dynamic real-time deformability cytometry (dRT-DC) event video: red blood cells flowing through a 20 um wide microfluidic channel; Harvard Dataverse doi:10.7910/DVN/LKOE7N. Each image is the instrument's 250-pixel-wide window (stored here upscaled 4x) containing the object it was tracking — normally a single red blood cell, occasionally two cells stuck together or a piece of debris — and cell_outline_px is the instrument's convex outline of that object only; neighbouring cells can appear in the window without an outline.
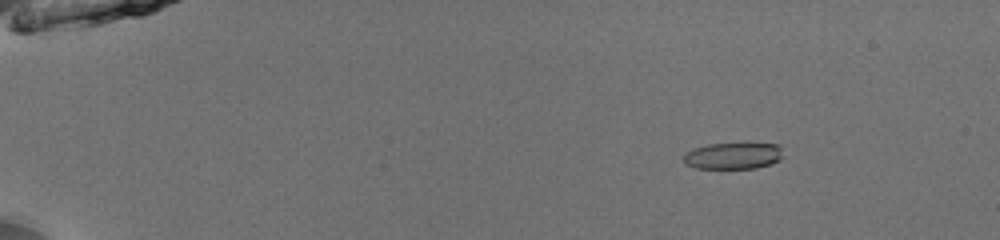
{"species": "common noctule bat (a hibernating species)", "species_latin": "Nyctalus noctula", "temperature_condition": "room temperature", "stored_images_in_passage": 54, "camera_frame_rate_fps": 3000, "um_per_image_px": 0.085, "animal": {"sex": "male", "body_mass_g": 13.0, "forearm_length_mm": 53.1}, "frame": {"image": 1, "passage_image": 9, "time_ms": 2.667, "image_size_px": [1000, 240], "cell_outline_px": [[784, 156], [780, 160], [772, 164], [756, 168], [696, 168], [684, 164], [684, 156], [688, 152], [696, 148], [708, 144], [744, 140], [780, 144]], "centroid_in_image_um": [62.43, 13.18], "position_along_channel_um": 22.6, "area_um2": 16.36}}
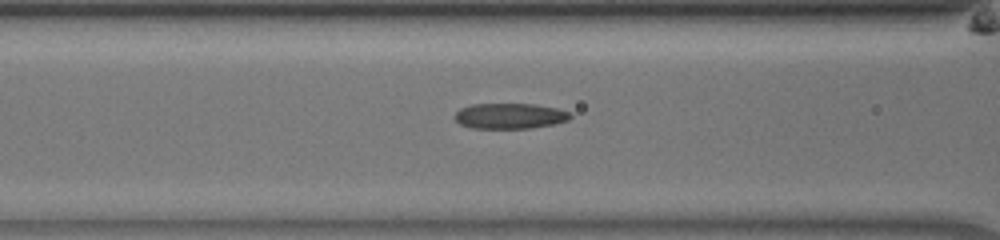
{"frame": {"image": 2, "passage_image": 25, "time_ms": 8.0, "image_size_px": [1000, 240], "cell_outline_px": [[572, 116], [568, 120], [556, 124], [532, 128], [472, 128], [460, 124], [452, 116], [460, 108], [472, 104], [536, 104], [556, 108], [572, 112]], "centroid_in_image_um": [43.35, 9.85], "position_along_channel_um": 123.2, "area_um2": 17.4}}
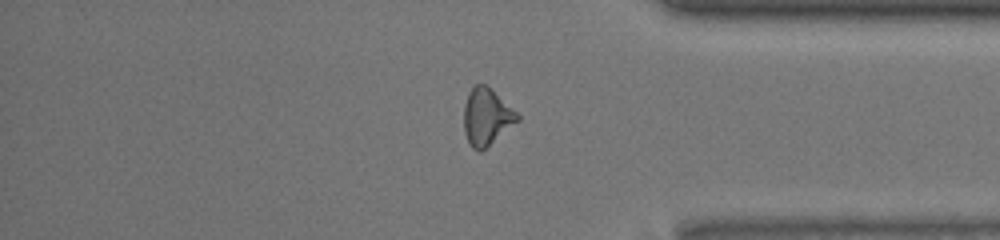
{"frame": {"image": 3, "passage_image": 46, "time_ms": 15.0, "image_size_px": [1000, 240], "cell_outline_px": [[520, 120], [480, 152], [472, 148], [468, 144], [464, 132], [464, 104], [468, 92], [472, 84], [488, 84], [520, 116]], "centroid_in_image_um": [41.34, 9.9], "position_along_channel_um": 393.9, "area_um2": 17.98}, "authors_computed_cell_mechanics": {"area_um2": 17.2533, "velocity_mm_per_s": 3.986, "shape_relaxation_time_tau1_ms": null, "shape_relaxation_time_tau2_ms": 2.0835, "deformation_change_tau1": null, "deformation_change_tau2": 0.1083}}